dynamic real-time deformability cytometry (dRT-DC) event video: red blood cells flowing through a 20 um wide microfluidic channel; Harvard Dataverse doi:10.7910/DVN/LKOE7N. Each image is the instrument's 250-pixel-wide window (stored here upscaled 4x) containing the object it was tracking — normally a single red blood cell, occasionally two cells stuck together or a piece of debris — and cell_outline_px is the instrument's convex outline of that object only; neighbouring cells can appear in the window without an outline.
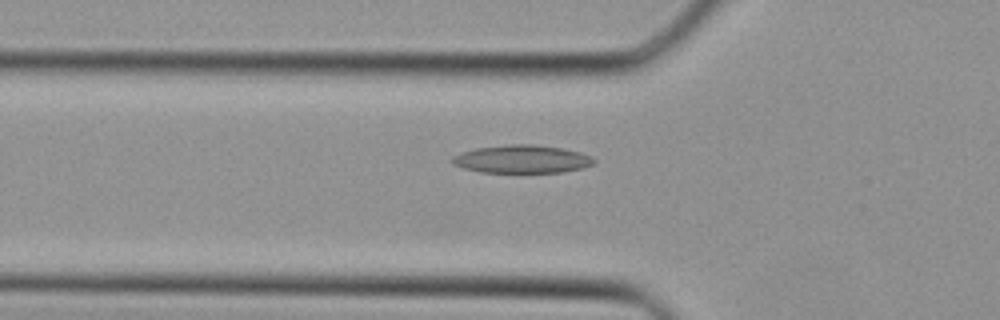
{"species": "Egyptian fruit bat (a non-hibernating species)", "species_latin": "Rousettus aegyptiacus", "temperature_condition": "cold", "stored_images_in_passage": 16, "camera_frame_rate_fps": 3000, "um_per_image_px": 0.085, "animal": {"sex": "female"}, "frame": {"image": 1, "passage_image": 2, "time_ms": 0.333, "image_size_px": [1000, 320], "cell_outline_px": [[596, 160], [592, 164], [584, 168], [560, 172], [480, 172], [464, 168], [452, 164], [452, 156], [460, 152], [476, 148], [508, 144], [532, 144], [560, 148], [580, 152], [592, 156]], "centroid_in_image_um": [44.35, 13.52], "position_along_channel_um": 81.4, "area_um2": 23.12}}
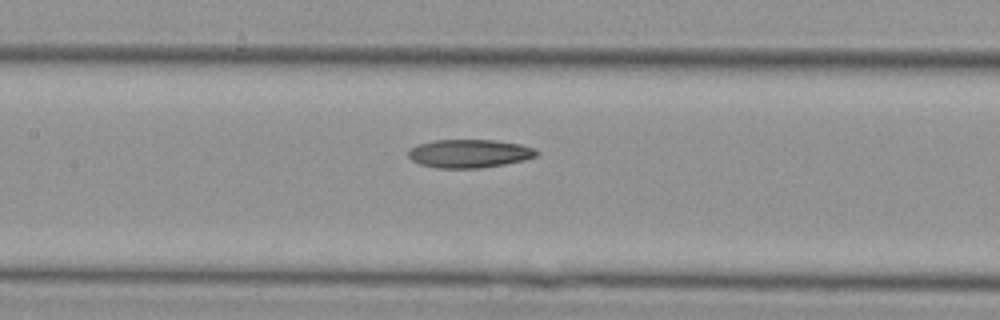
{"frame": {"image": 2, "passage_image": 7, "time_ms": 2.0, "image_size_px": [1000, 320], "cell_outline_px": [[540, 152], [536, 156], [524, 160], [504, 164], [480, 168], [436, 168], [420, 164], [412, 160], [408, 156], [408, 148], [416, 144], [432, 140], [496, 140], [520, 144], [536, 148]], "centroid_in_image_um": [39.88, 13.04], "position_along_channel_um": 167.5, "area_um2": 21.44}}
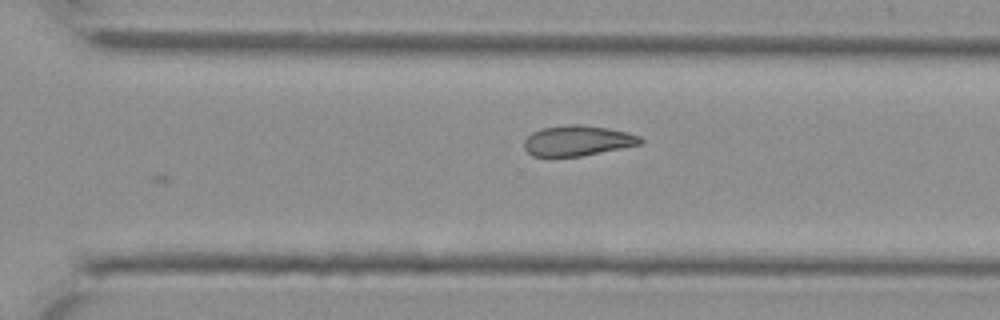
{"frame": {"image": 3, "passage_image": 16, "time_ms": 5.0, "image_size_px": [1000, 320], "cell_outline_px": [[644, 140], [640, 144], [580, 156], [532, 156], [524, 148], [524, 140], [532, 132], [540, 128], [568, 124], [580, 124], [608, 128], [628, 132], [640, 136]], "centroid_in_image_um": [49.07, 11.94], "position_along_channel_um": 321.5, "area_um2": 20.52}}